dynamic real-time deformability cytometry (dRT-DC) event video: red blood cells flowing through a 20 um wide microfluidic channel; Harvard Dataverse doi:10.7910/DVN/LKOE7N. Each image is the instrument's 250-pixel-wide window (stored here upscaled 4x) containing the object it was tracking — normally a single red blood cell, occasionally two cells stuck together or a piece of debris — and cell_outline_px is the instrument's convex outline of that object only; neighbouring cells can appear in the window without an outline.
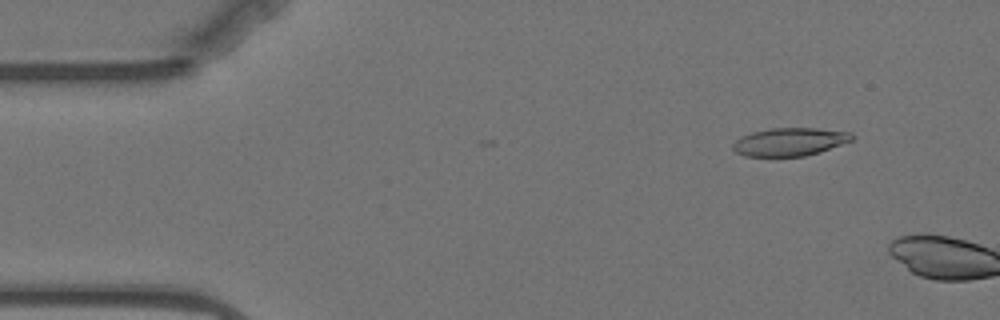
{"species": "Egyptian fruit bat (a non-hibernating species)", "species_latin": "Rousettus aegyptiacus", "temperature_condition": "warm", "stored_images_in_passage": 3, "camera_frame_rate_fps": 3000, "um_per_image_px": 0.085, "animal": {"sex": "female"}, "frame": {"image": 1, "passage_image": 1, "time_ms": 0.0, "image_size_px": [1000, 320], "cell_outline_px": [[852, 140], [820, 152], [804, 156], [744, 156], [736, 152], [732, 148], [732, 144], [740, 136], [752, 132], [772, 128], [816, 128], [852, 132]], "centroid_in_image_um": [67.1, 12.05], "position_along_channel_um": 17.9, "area_um2": 19.42}}